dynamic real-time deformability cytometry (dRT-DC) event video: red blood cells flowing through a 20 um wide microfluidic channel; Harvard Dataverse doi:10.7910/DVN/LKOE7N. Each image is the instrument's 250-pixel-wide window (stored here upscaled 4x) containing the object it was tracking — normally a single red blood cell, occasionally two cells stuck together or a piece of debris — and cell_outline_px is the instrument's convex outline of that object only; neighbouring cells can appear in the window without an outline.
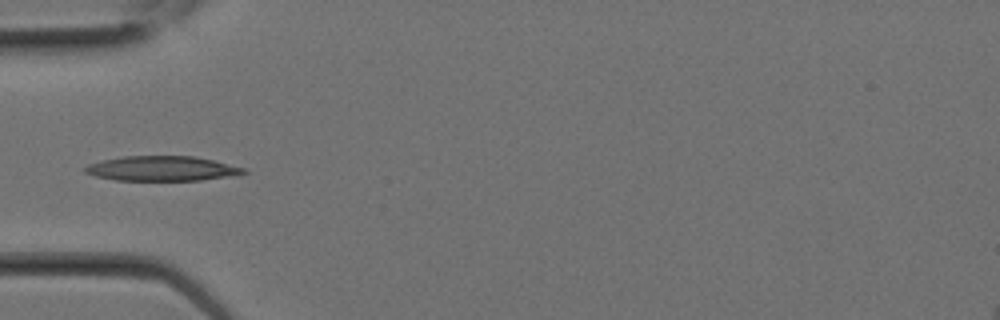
{"species": "Egyptian fruit bat (a non-hibernating species)", "species_latin": "Rousettus aegyptiacus", "temperature_condition": "room temperature", "stored_images_in_passage": 3, "camera_frame_rate_fps": 3000, "um_per_image_px": 0.085, "animal": {"sex": "female"}, "frame": {"image": 1, "passage_image": 3, "time_ms": 0.667, "image_size_px": [1000, 320], "cell_outline_px": [[248, 172], [200, 180], [116, 180], [96, 176], [84, 172], [84, 168], [88, 164], [104, 160], [124, 156], [196, 156], [244, 168]], "centroid_in_image_um": [13.71, 14.31], "position_along_channel_um": 71.3, "area_um2": 22.48}}